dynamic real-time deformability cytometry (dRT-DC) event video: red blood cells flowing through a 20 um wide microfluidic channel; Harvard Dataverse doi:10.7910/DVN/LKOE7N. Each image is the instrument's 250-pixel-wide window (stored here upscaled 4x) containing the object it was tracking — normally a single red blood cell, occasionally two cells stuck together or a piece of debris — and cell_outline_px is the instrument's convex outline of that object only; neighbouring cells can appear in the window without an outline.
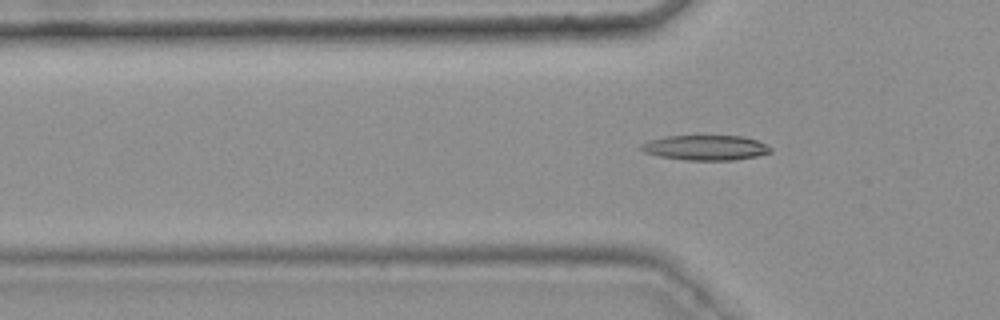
{"species": "common noctule bat (a hibernating species)", "species_latin": "Nyctalus noctula", "temperature_condition": "warm", "stored_images_in_passage": 5, "camera_frame_rate_fps": 3000, "um_per_image_px": 0.085, "animal": {"sex": "female", "body_mass_g": 25.1}, "frame": {"image": 1, "passage_image": 5, "time_ms": 1.333, "image_size_px": [1000, 320], "cell_outline_px": [[772, 152], [756, 156], [732, 160], [688, 160], [660, 156], [644, 152], [640, 148], [640, 144], [648, 140], [668, 136], [744, 136], [756, 140], [772, 148]], "centroid_in_image_um": [59.96, 12.55], "position_along_channel_um": 65.8, "area_um2": 18.73}}